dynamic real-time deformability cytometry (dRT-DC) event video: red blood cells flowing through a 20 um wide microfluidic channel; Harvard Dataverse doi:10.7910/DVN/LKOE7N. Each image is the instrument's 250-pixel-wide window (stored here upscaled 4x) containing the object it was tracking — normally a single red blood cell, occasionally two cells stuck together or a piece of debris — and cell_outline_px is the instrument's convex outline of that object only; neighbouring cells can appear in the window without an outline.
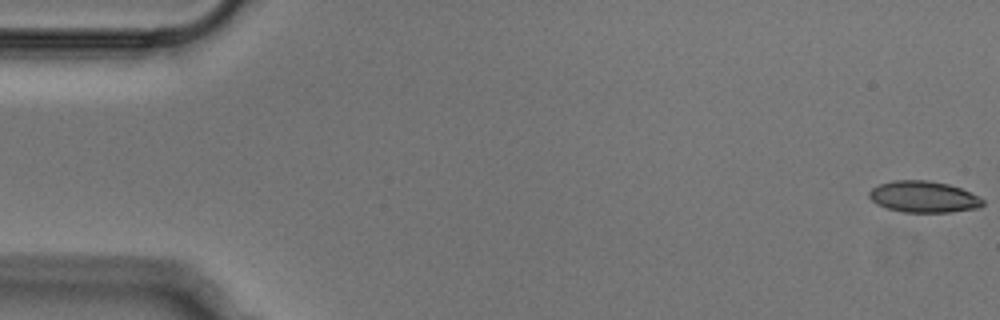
{"species": "Egyptian fruit bat (a non-hibernating species)", "species_latin": "Rousettus aegyptiacus", "temperature_condition": "cold", "stored_images_in_passage": 52, "camera_frame_rate_fps": 3000, "um_per_image_px": 0.085, "animal": {"sex": "male"}, "frame": {"image": 1, "passage_image": 1, "time_ms": 0.0, "image_size_px": [1000, 320], "cell_outline_px": [[984, 204], [980, 208], [952, 212], [900, 212], [876, 204], [868, 196], [868, 192], [872, 188], [880, 184], [892, 180], [928, 180], [948, 184], [960, 188], [984, 200]], "centroid_in_image_um": [78.48, 16.73], "position_along_channel_um": 6.5, "area_um2": 20.81}}
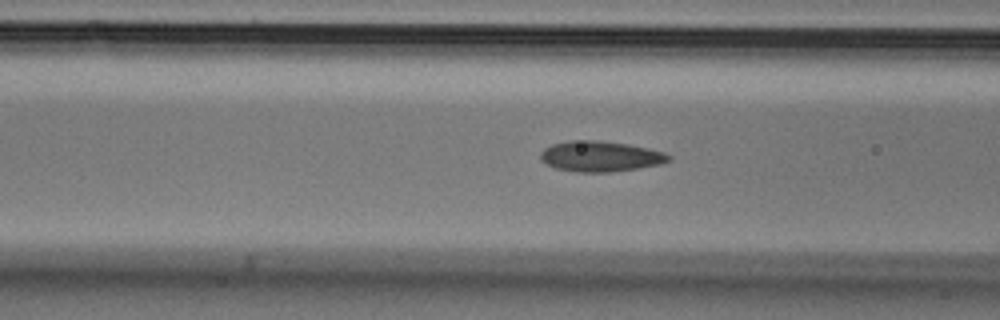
{"frame": {"image": 2, "passage_image": 20, "time_ms": 6.333, "image_size_px": [1000, 320], "cell_outline_px": [[672, 160], [660, 164], [612, 172], [576, 172], [556, 168], [540, 160], [540, 152], [544, 148], [552, 144], [572, 140], [596, 140], [628, 144], [648, 148], [664, 152], [672, 156]], "centroid_in_image_um": [51.03, 13.28], "position_along_channel_um": 115.6, "area_um2": 22.83}}
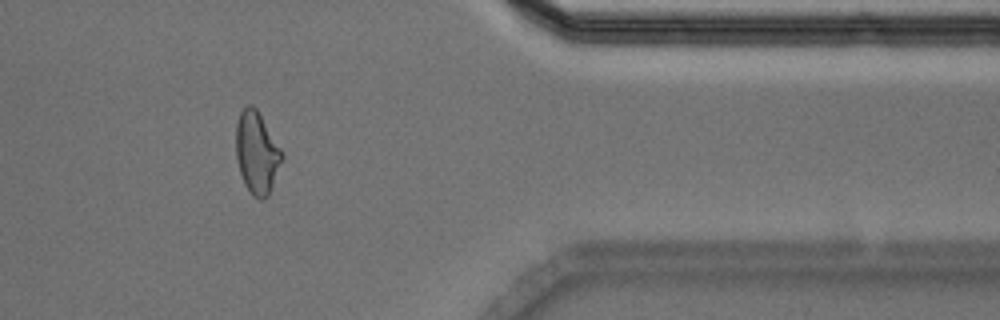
{"frame": {"image": 3, "passage_image": 43, "time_ms": 14.0, "image_size_px": [1000, 320], "cell_outline_px": [[284, 160], [268, 196], [264, 200], [260, 200], [252, 196], [244, 184], [240, 172], [236, 156], [236, 124], [240, 112], [248, 104], [252, 104], [256, 108], [284, 152]], "centroid_in_image_um": [21.86, 13.01], "position_along_channel_um": 389.5, "area_um2": 22.37}}